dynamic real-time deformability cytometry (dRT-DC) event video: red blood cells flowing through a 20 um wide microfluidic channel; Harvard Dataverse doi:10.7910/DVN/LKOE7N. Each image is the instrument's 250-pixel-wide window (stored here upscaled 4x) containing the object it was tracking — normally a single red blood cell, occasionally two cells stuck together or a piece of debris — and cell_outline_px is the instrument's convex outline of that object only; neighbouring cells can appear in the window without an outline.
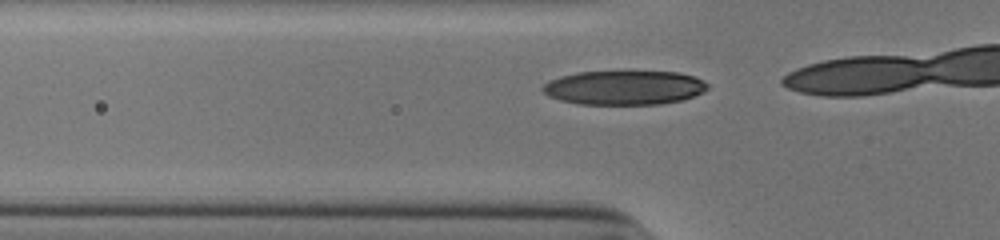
{"species": "human", "species_latin": "Homo sapiens", "temperature_condition": "cold", "stored_images_in_passage": 12, "segment_of_instrument_passage": [1, 2], "camera_frame_rate_fps": 3000, "um_per_image_px": 0.085, "donor": {"sex": "male"}, "frame": {"image": 1, "passage_image": 11, "time_ms": 3.333, "image_size_px": [1000, 240], "cell_outline_px": [[708, 88], [692, 96], [680, 100], [660, 104], [580, 104], [560, 100], [548, 96], [540, 88], [548, 80], [560, 76], [576, 72], [680, 72], [704, 80], [708, 84]], "centroid_in_image_um": [53.01, 7.45], "position_along_channel_um": 72.8, "area_um2": 32.71}}